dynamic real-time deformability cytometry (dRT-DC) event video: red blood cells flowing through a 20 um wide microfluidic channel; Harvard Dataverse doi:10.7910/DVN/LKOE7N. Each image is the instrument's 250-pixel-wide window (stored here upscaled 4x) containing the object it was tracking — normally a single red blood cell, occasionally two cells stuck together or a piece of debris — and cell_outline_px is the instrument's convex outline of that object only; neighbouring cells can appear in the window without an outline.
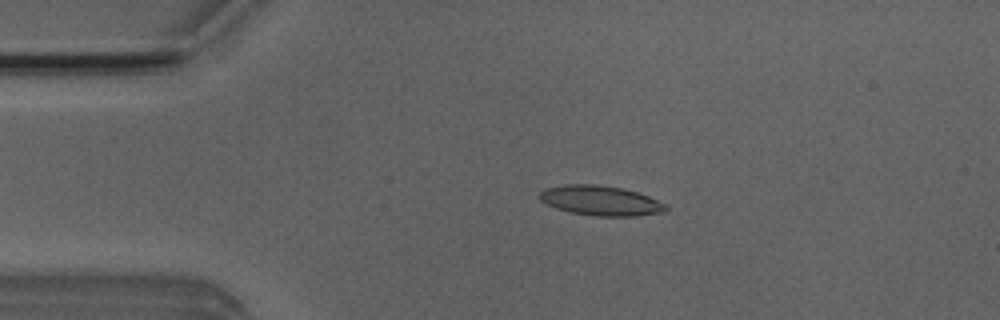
{"species": "Egyptian fruit bat (a non-hibernating species)", "species_latin": "Rousettus aegyptiacus", "temperature_condition": "room temperature", "stored_images_in_passage": 3, "camera_frame_rate_fps": 3000, "um_per_image_px": 0.085, "animal": {"sex": "male"}, "frame": {"image": 1, "passage_image": 1, "time_ms": 0.0, "image_size_px": [1000, 320], "cell_outline_px": [[668, 208], [664, 212], [636, 216], [596, 216], [568, 212], [556, 208], [540, 200], [540, 192], [544, 188], [564, 184], [596, 184], [620, 188], [636, 192], [648, 196], [668, 204]], "centroid_in_image_um": [51.06, 17.05], "position_along_channel_um": 33.9, "area_um2": 22.02}}
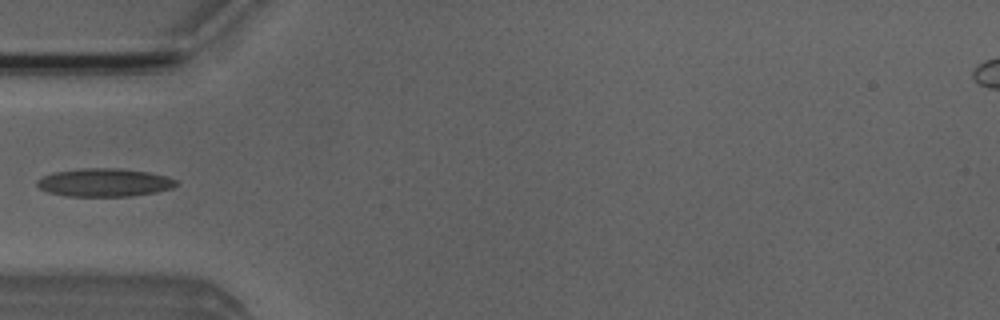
{"frame": {"image": 2, "passage_image": 3, "time_ms": 2.0, "image_size_px": [1000, 320], "cell_outline_px": [[180, 184], [172, 188], [156, 192], [132, 196], [64, 196], [48, 192], [40, 188], [36, 184], [36, 180], [52, 172], [80, 168], [120, 168], [148, 172], [168, 176], [176, 180]], "centroid_in_image_um": [8.88, 15.51], "position_along_channel_um": 76.1, "area_um2": 23.06}}